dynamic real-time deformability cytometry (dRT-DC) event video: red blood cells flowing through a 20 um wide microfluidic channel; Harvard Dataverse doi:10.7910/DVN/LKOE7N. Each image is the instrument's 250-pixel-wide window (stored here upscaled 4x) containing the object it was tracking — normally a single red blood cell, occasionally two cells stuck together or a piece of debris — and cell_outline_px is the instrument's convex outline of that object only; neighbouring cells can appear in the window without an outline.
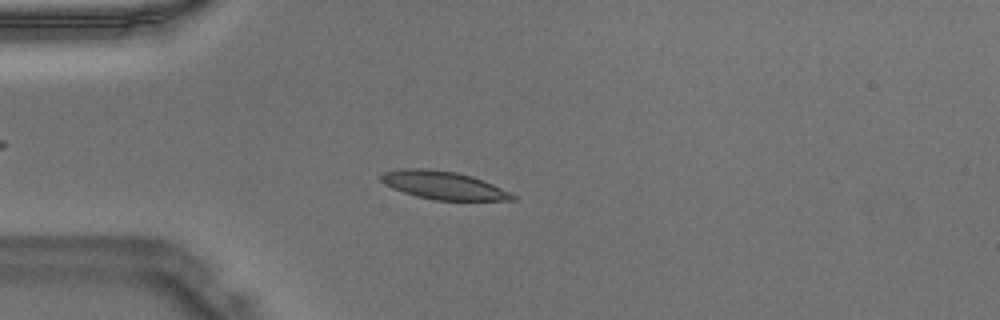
{"species": "Egyptian fruit bat (a non-hibernating species)", "species_latin": "Rousettus aegyptiacus", "temperature_condition": "warm", "stored_images_in_passage": 46, "camera_frame_rate_fps": 3000, "um_per_image_px": 0.085, "animal": {"sex": "male"}, "frame": {"image": 1, "passage_image": 12, "time_ms": 3.667, "image_size_px": [1000, 320], "cell_outline_px": [[516, 200], [436, 200], [416, 196], [392, 188], [384, 184], [376, 176], [384, 172], [400, 168], [424, 168], [456, 172], [472, 176], [492, 184], [516, 196]], "centroid_in_image_um": [37.61, 15.74], "position_along_channel_um": 47.4, "area_um2": 21.44}}
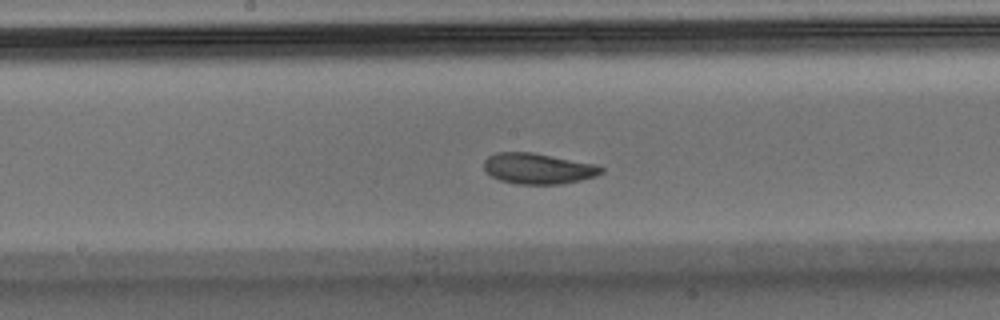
{"frame": {"image": 2, "passage_image": 24, "time_ms": 7.667, "image_size_px": [1000, 320], "cell_outline_px": [[604, 172], [596, 176], [580, 180], [560, 184], [516, 184], [500, 180], [492, 176], [484, 168], [484, 160], [488, 156], [496, 152], [532, 152], [596, 164], [604, 168]], "centroid_in_image_um": [45.75, 14.32], "position_along_channel_um": 202.5, "area_um2": 21.04}}
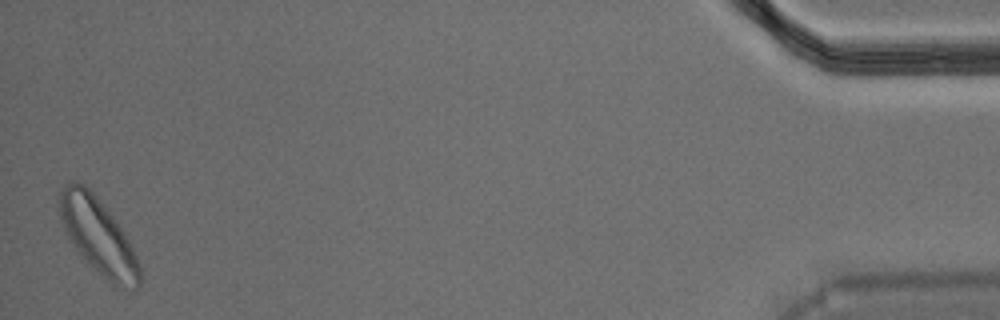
{"frame": {"image": 3, "passage_image": 46, "time_ms": 15.0, "image_size_px": [1000, 320], "cell_outline_px": [[140, 284], [136, 292], [132, 292], [116, 288], [72, 244], [60, 220], [60, 192], [64, 184], [68, 180], [76, 180], [84, 184], [96, 196], [120, 224], [140, 264]], "centroid_in_image_um": [8.39, 20.07], "position_along_channel_um": 426.8, "area_um2": 35.2}}